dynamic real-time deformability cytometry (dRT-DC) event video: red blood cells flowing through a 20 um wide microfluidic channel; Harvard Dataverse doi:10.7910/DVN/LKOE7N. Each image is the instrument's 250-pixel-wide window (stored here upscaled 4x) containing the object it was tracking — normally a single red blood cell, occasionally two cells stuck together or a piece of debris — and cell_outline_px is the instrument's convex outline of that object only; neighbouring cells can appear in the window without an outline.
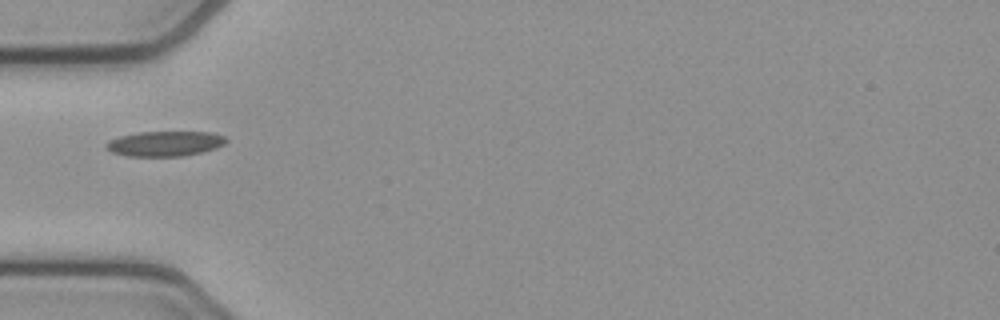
{"species": "common noctule bat (a hibernating species)", "species_latin": "Nyctalus noctula", "temperature_condition": "cold", "stored_images_in_passage": 37, "camera_frame_rate_fps": 3000, "um_per_image_px": 0.085, "animal": {"sex": "female", "body_mass_g": 21.9}, "frame": {"image": 1, "passage_image": 1, "time_ms": 0.0, "image_size_px": [1000, 320], "cell_outline_px": [[228, 140], [224, 144], [216, 148], [184, 156], [128, 156], [112, 152], [104, 148], [104, 144], [108, 140], [120, 136], [140, 132], [212, 132], [224, 136]], "centroid_in_image_um": [13.99, 12.21], "position_along_channel_um": 71.0, "area_um2": 17.57}}
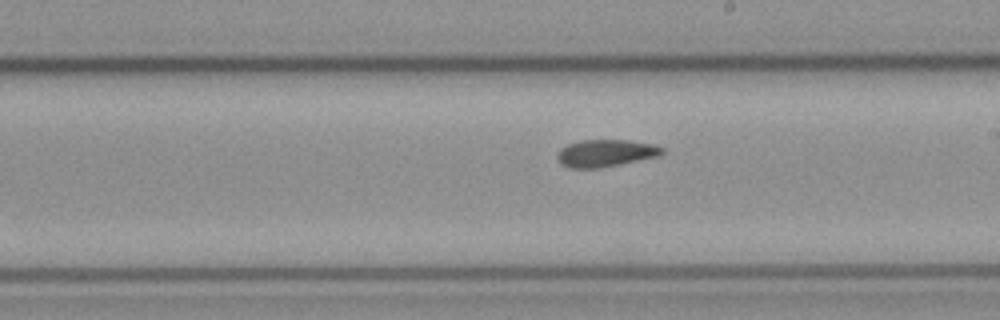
{"frame": {"image": 2, "passage_image": 14, "time_ms": 4.333, "image_size_px": [1000, 320], "cell_outline_px": [[664, 152], [660, 156], [600, 168], [568, 168], [560, 164], [556, 156], [560, 148], [568, 144], [580, 140], [628, 140], [652, 144], [664, 148]], "centroid_in_image_um": [51.46, 13.02], "position_along_channel_um": 237.5, "area_um2": 16.76}}
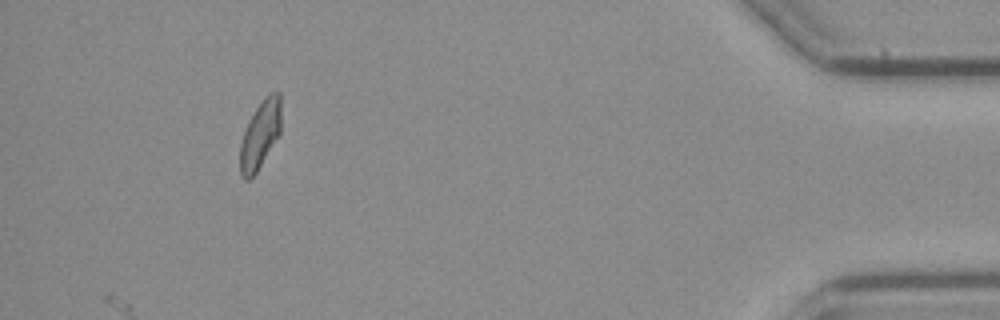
{"frame": {"image": 3, "passage_image": 33, "time_ms": 10.667, "image_size_px": [1000, 320], "cell_outline_px": [[280, 132], [256, 172], [248, 180], [244, 180], [240, 172], [240, 144], [248, 120], [264, 96], [268, 92], [280, 92]], "centroid_in_image_um": [22.1, 11.41], "position_along_channel_um": 413.1, "area_um2": 16.01}, "authors_computed_cell_mechanics": {"area_um2": 16.5886, "velocity_mm_per_s": 3.8146, "shape_relaxation_time_tau1_ms": null, "shape_relaxation_time_tau2_ms": 5.9008, "deformation_change_tau1": null, "deformation_change_tau2": 0.1083}}